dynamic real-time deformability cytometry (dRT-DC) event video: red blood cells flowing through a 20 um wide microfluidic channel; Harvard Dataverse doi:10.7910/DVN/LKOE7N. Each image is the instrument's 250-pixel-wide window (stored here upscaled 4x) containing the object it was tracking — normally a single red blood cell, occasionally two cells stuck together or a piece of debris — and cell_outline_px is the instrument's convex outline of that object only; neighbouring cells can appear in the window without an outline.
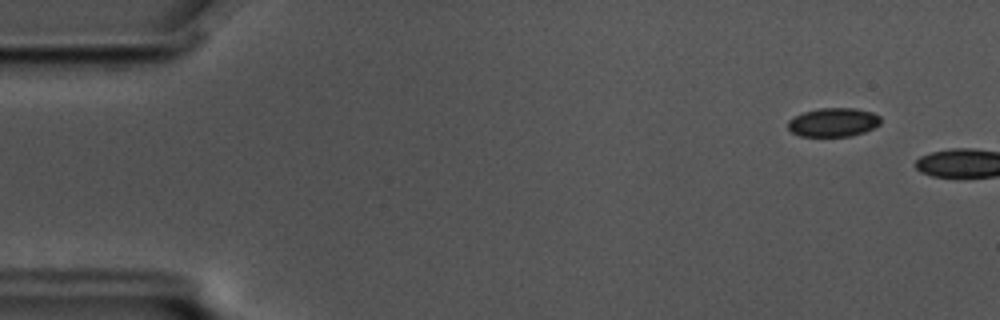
{"species": "common noctule bat (a hibernating species)", "species_latin": "Nyctalus noctula", "temperature_condition": "cold", "stored_images_in_passage": 7, "camera_frame_rate_fps": 3000, "um_per_image_px": 0.085, "animal": {"sex": "male", "body_mass_g": 17.5, "forearm_length_mm": 52.3}, "frame": {"image": 1, "passage_image": 5, "time_ms": 1.333, "image_size_px": [1000, 320], "cell_outline_px": [[880, 124], [864, 132], [852, 136], [800, 136], [792, 132], [788, 128], [788, 120], [804, 112], [820, 108], [856, 108], [872, 112], [880, 116]], "centroid_in_image_um": [70.84, 10.39], "position_along_channel_um": 14.2, "area_um2": 15.49}}